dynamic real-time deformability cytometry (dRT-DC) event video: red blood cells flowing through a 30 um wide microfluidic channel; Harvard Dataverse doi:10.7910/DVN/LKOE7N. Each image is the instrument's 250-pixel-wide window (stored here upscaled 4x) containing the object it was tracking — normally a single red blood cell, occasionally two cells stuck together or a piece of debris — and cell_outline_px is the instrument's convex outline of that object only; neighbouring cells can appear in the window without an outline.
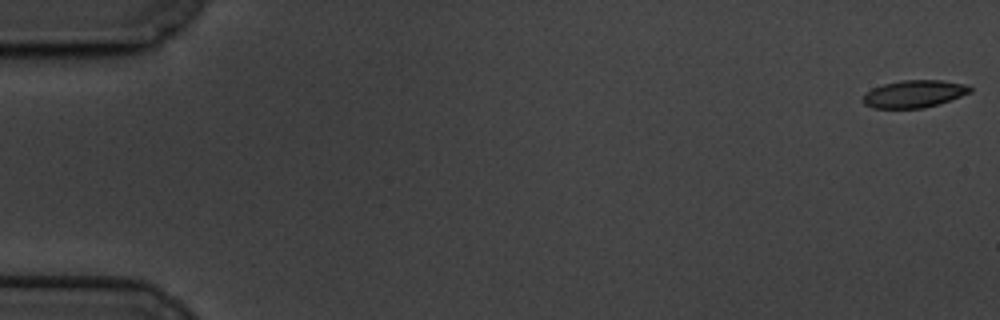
{"species": "common noctule bat (a hibernating species)", "species_latin": "Nyctalus noctula", "temperature_condition": "cold", "stored_images_in_passage": 16, "camera_frame_rate_fps": 3000, "um_per_image_px": 0.085, "animal": {"sex": "male", "body_mass_g": 19.5, "forearm_length_mm": 54.6}, "frame": {"image": 1, "passage_image": 1, "time_ms": 0.0, "image_size_px": [1000, 320], "cell_outline_px": [[972, 92], [924, 108], [872, 108], [864, 104], [864, 96], [872, 88], [884, 84], [904, 80], [940, 80], [964, 84], [972, 88]], "centroid_in_image_um": [77.69, 7.98], "position_along_channel_um": 7.3, "area_um2": 16.76}}
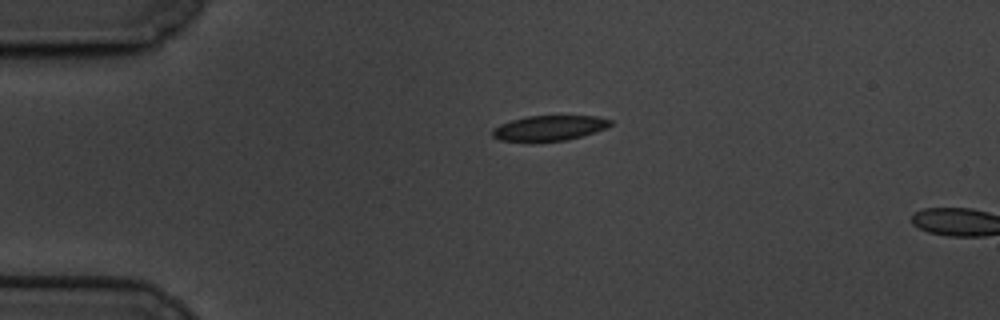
{"frame": {"image": 2, "passage_image": 14, "time_ms": 4.333, "image_size_px": [1000, 320], "cell_outline_px": [[612, 124], [604, 128], [568, 140], [500, 140], [492, 136], [492, 128], [500, 124], [512, 120], [528, 116], [596, 116], [612, 120]], "centroid_in_image_um": [46.67, 10.86], "position_along_channel_um": 38.3, "area_um2": 16.76}}